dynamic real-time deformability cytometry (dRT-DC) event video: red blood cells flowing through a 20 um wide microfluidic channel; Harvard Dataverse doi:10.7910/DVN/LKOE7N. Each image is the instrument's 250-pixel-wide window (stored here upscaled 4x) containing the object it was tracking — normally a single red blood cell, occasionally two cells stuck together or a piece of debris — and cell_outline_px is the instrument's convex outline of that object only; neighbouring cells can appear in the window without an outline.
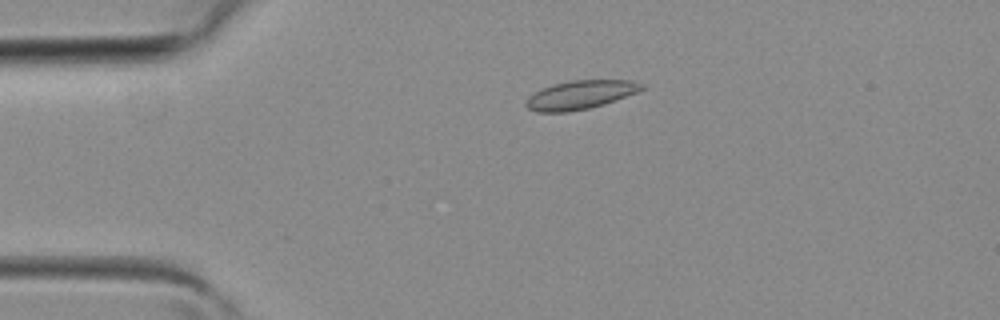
{"species": "common noctule bat (a hibernating species)", "species_latin": "Nyctalus noctula", "temperature_condition": "room temperature", "stored_images_in_passage": 41, "camera_frame_rate_fps": 3000, "um_per_image_px": 0.085, "animal": {"sex": "female", "body_mass_g": 19.3, "forearm_length_mm": 54.1}, "frame": {"image": 1, "passage_image": 9, "time_ms": 2.667, "image_size_px": [1000, 320], "cell_outline_px": [[644, 88], [636, 92], [604, 104], [588, 108], [568, 112], [536, 112], [528, 108], [524, 104], [528, 96], [552, 84], [572, 80], [632, 80], [644, 84]], "centroid_in_image_um": [49.31, 8.06], "position_along_channel_um": 35.7, "area_um2": 19.19}}
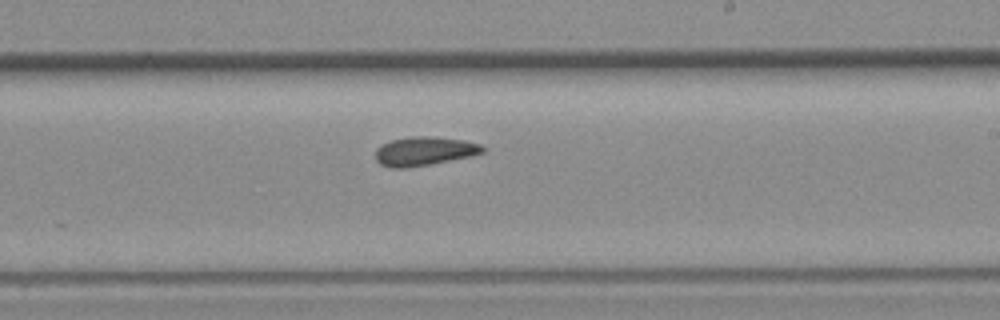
{"frame": {"image": 2, "passage_image": 24, "time_ms": 7.667, "image_size_px": [1000, 320], "cell_outline_px": [[484, 152], [472, 156], [432, 164], [404, 168], [392, 168], [380, 164], [376, 160], [376, 148], [392, 140], [412, 136], [432, 136], [464, 140], [480, 144], [484, 148]], "centroid_in_image_um": [36.08, 12.85], "position_along_channel_um": 252.9, "area_um2": 18.03}}
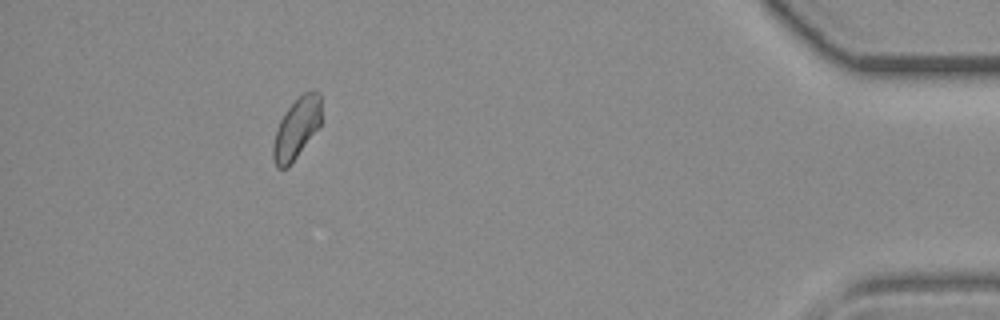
{"frame": {"image": 3, "passage_image": 37, "time_ms": 12.0, "image_size_px": [1000, 320], "cell_outline_px": [[320, 124], [288, 168], [276, 168], [272, 156], [272, 148], [276, 128], [284, 112], [304, 92], [312, 88], [316, 88], [320, 92]], "centroid_in_image_um": [25.18, 10.88], "position_along_channel_um": 410.0, "area_um2": 16.99}}